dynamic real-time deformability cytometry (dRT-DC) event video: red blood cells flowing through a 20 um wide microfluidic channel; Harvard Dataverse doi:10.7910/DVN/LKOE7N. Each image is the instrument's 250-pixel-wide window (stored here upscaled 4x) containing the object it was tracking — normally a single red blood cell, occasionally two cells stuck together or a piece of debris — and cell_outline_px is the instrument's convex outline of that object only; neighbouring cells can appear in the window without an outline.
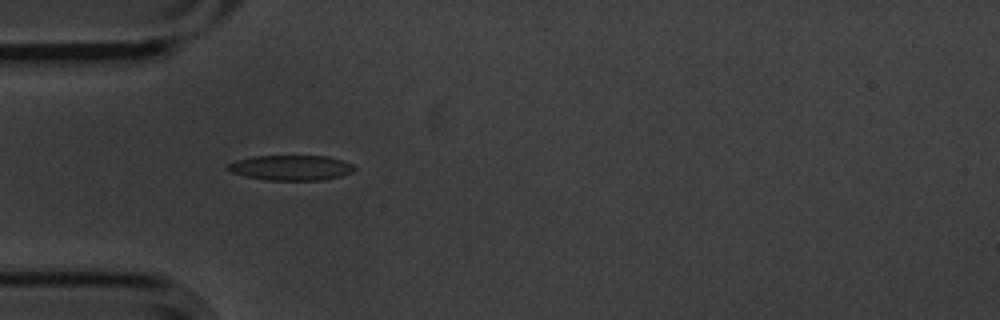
{"species": "common noctule bat (a hibernating species)", "species_latin": "Nyctalus noctula", "temperature_condition": "cold", "stored_images_in_passage": 6, "camera_frame_rate_fps": 3000, "um_per_image_px": 0.085, "animal": {"sex": "male", "body_mass_g": 20.1, "forearm_length_mm": 53.5}, "frame": {"image": 1, "passage_image": 5, "time_ms": 1.333, "image_size_px": [1000, 320], "cell_outline_px": [[356, 168], [352, 172], [340, 176], [320, 180], [268, 180], [244, 176], [232, 172], [224, 168], [228, 164], [236, 160], [252, 156], [328, 156], [352, 164]], "centroid_in_image_um": [24.7, 14.25], "position_along_channel_um": 60.3, "area_um2": 18.5}}
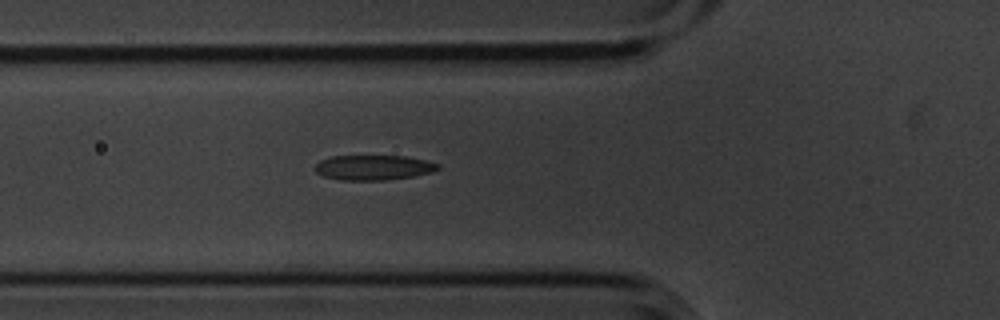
{"frame": {"image": 2, "passage_image": 6, "time_ms": 1.667, "image_size_px": [1000, 320], "cell_outline_px": [[440, 168], [432, 172], [412, 176], [384, 180], [340, 180], [324, 176], [316, 172], [316, 164], [320, 160], [332, 156], [404, 156], [424, 160], [440, 164]], "centroid_in_image_um": [31.74, 14.24], "position_along_channel_um": 94.1, "area_um2": 17.74}}